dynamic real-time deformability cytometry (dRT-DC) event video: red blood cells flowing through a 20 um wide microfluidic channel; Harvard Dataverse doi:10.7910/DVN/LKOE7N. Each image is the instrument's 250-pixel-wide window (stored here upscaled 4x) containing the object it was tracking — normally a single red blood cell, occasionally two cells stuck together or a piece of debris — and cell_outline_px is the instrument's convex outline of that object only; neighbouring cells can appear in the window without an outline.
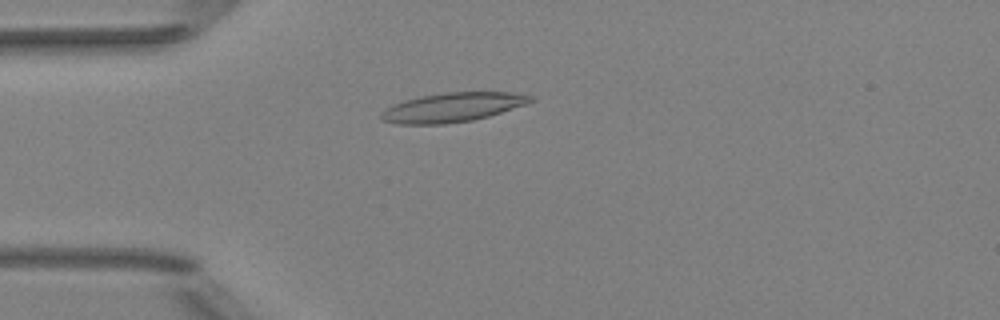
{"species": "Egyptian fruit bat (a non-hibernating species)", "species_latin": "Rousettus aegyptiacus", "temperature_condition": "room temperature", "stored_images_in_passage": 50, "camera_frame_rate_fps": 3000, "um_per_image_px": 0.085, "animal": {"sex": "female"}, "frame": {"image": 1, "passage_image": 13, "time_ms": 4.0, "image_size_px": [1000, 320], "cell_outline_px": [[536, 100], [488, 116], [472, 120], [444, 124], [396, 124], [380, 120], [380, 116], [392, 104], [404, 100], [420, 96], [444, 92], [512, 92], [536, 96]], "centroid_in_image_um": [38.47, 9.11], "position_along_channel_um": 46.5, "area_um2": 25.37}}
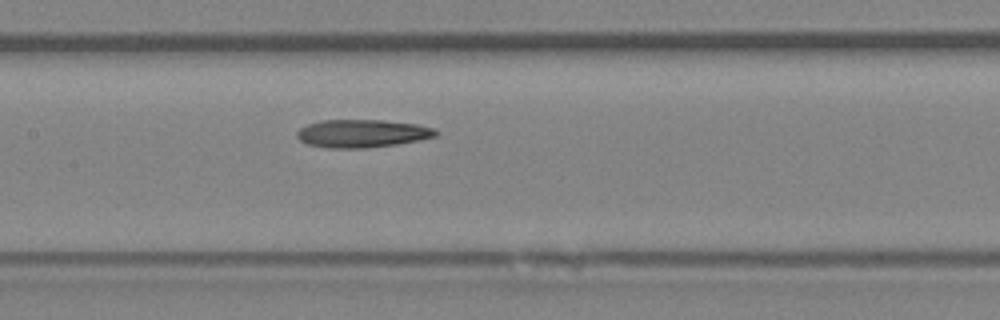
{"frame": {"image": 2, "passage_image": 24, "time_ms": 7.667, "image_size_px": [1000, 320], "cell_outline_px": [[440, 132], [436, 136], [420, 140], [396, 144], [368, 148], [328, 148], [308, 144], [300, 140], [296, 136], [296, 132], [300, 128], [308, 124], [320, 120], [380, 120], [420, 124], [436, 128]], "centroid_in_image_um": [30.82, 11.34], "position_along_channel_um": 176.6, "area_um2": 22.83}}
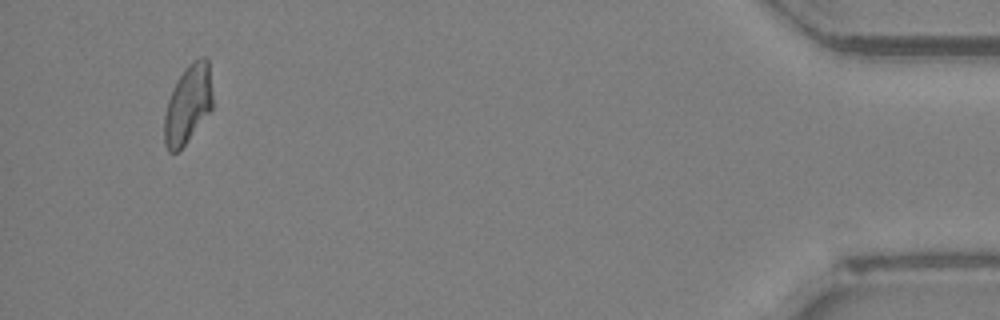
{"frame": {"image": 3, "passage_image": 48, "time_ms": 15.667, "image_size_px": [1000, 320], "cell_outline_px": [[212, 108], [184, 144], [176, 152], [168, 152], [164, 144], [164, 116], [168, 100], [172, 88], [184, 68], [192, 60], [200, 56], [208, 56], [212, 92]], "centroid_in_image_um": [15.97, 8.8], "position_along_channel_um": 419.2, "area_um2": 22.08}, "authors_computed_cell_mechanics": {"area_um2": 22.8599, "velocity_mm_per_s": 3.9952, "shape_relaxation_time_tau1_ms": 8.7389, "shape_relaxation_time_tau2_ms": 7.4339, "deformation_change_tau1": 0.2117, "deformation_change_tau2": 0.1942}}